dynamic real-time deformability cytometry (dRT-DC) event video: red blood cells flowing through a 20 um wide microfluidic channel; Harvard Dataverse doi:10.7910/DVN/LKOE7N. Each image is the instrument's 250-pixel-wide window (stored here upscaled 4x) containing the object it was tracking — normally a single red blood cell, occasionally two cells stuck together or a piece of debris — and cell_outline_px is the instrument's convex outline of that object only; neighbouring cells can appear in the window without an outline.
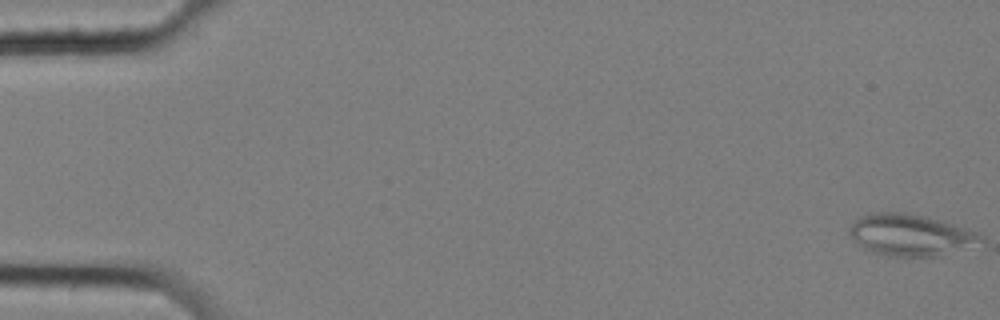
{"species": "common noctule bat (a hibernating species)", "species_latin": "Nyctalus noctula", "temperature_condition": "cold", "stored_images_in_passage": 18, "camera_frame_rate_fps": 3000, "um_per_image_px": 0.085, "animal": {"sex": "female", "body_mass_g": 25.1}, "frame": {"image": 1, "passage_image": 1, "time_ms": 0.0, "image_size_px": [1000, 320], "cell_outline_px": [[984, 240], [936, 256], [900, 256], [876, 252], [864, 248], [848, 232], [848, 228], [852, 220], [860, 216], [876, 212], [900, 212], [920, 216], [952, 224], [980, 232]], "centroid_in_image_um": [77.33, 19.94], "position_along_channel_um": 7.7, "area_um2": 30.75}}